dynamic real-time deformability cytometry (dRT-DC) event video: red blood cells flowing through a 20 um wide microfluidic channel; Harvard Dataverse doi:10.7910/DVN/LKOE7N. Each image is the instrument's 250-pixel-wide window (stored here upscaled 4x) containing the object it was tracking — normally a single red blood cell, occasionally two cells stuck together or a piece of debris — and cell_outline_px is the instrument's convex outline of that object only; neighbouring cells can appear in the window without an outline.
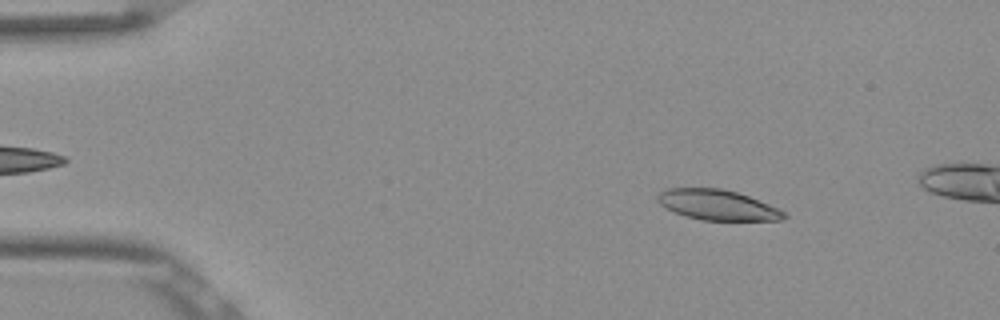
{"species": "Egyptian fruit bat (a non-hibernating species)", "species_latin": "Rousettus aegyptiacus", "temperature_condition": "room temperature", "stored_images_in_passage": 14, "camera_frame_rate_fps": 3000, "um_per_image_px": 0.085, "frame": {"image": 1, "passage_image": 7, "time_ms": 2.0, "image_size_px": [1000, 320], "cell_outline_px": [[788, 216], [784, 220], [704, 220], [684, 216], [660, 204], [656, 200], [656, 196], [660, 192], [668, 188], [720, 188], [736, 192], [748, 196], [780, 208]], "centroid_in_image_um": [61.01, 17.42], "position_along_channel_um": 24.0, "area_um2": 22.25}}